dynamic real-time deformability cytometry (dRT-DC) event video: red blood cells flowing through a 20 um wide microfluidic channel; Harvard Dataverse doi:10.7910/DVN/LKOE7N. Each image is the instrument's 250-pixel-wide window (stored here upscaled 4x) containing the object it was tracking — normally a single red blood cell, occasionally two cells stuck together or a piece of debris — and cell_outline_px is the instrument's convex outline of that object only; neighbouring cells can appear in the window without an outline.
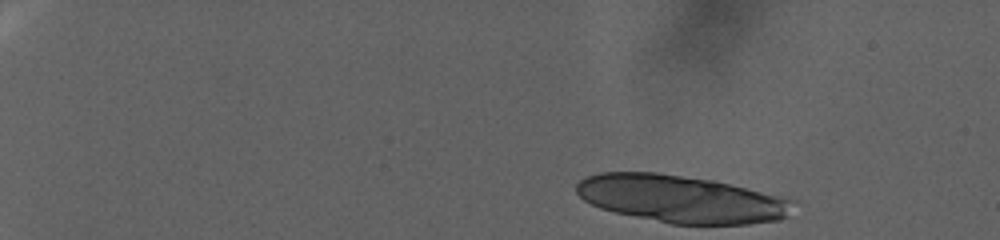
{"species": "human", "species_latin": "Homo sapiens", "temperature_condition": "warm", "stored_images_in_passage": 25, "camera_frame_rate_fps": 3000, "um_per_image_px": 0.085, "donor": {"sex": "female"}, "frame": {"image": 1, "passage_image": 1, "time_ms": 0.0, "image_size_px": [1000, 240], "cell_outline_px": [[788, 216], [780, 220], [748, 224], [672, 224], [616, 212], [600, 208], [584, 200], [576, 192], [576, 184], [580, 180], [588, 176], [600, 172], [656, 172], [712, 180], [760, 192], [788, 200]], "centroid_in_image_um": [57.78, 16.91], "position_along_channel_um": 27.2, "area_um2": 58.72}}